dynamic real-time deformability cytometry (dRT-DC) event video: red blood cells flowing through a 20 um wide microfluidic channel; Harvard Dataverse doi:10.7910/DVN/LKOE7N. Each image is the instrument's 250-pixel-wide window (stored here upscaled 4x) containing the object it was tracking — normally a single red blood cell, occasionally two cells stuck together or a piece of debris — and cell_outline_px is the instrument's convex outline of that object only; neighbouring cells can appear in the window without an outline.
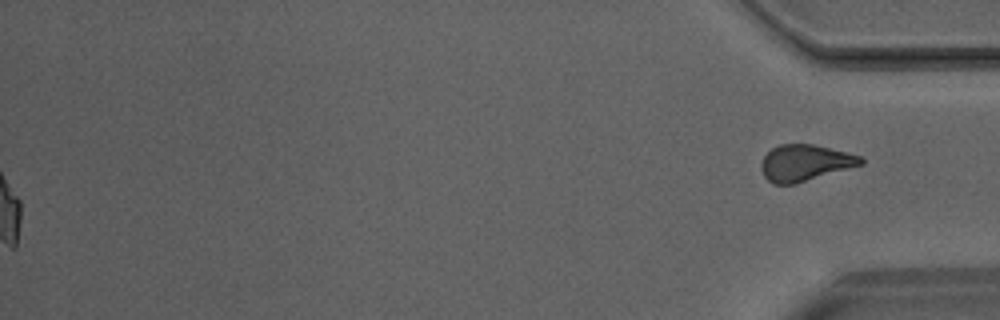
{"species": "Egyptian fruit bat (a non-hibernating species)", "species_latin": "Rousettus aegyptiacus", "temperature_condition": "room temperature", "stored_images_in_passage": 47, "segment_of_instrument_passage": [2, 2], "camera_frame_rate_fps": 3000, "um_per_image_px": 0.085, "animal": {"sex": "male"}, "frame": {"image": 1, "passage_image": 47, "time_ms": 15.333, "image_size_px": [1000, 320], "cell_outline_px": [[864, 164], [796, 184], [776, 184], [768, 180], [764, 176], [760, 168], [760, 164], [764, 156], [772, 148], [780, 144], [812, 144], [848, 152], [864, 156]], "centroid_in_image_um": [68.45, 13.84], "position_along_channel_um": 366.7, "area_um2": 21.27}}